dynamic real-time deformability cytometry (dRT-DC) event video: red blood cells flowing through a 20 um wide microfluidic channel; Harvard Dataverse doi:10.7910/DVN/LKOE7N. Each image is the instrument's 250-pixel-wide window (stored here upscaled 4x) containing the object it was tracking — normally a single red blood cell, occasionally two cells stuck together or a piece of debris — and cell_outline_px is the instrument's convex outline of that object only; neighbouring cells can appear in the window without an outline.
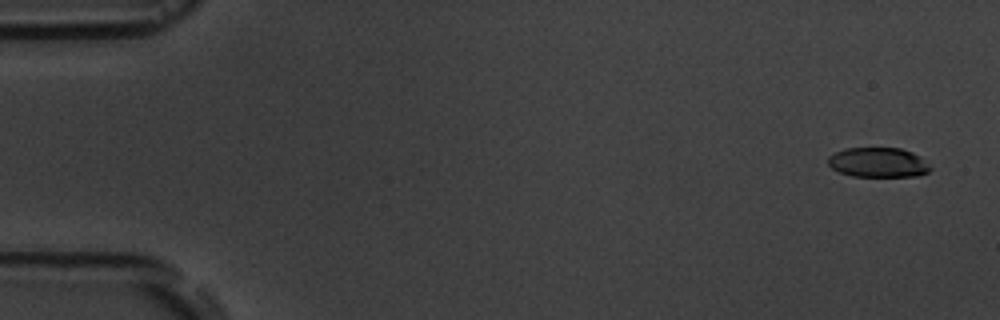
{"species": "common noctule bat (a hibernating species)", "species_latin": "Nyctalus noctula", "temperature_condition": "room temperature", "stored_images_in_passage": 11, "camera_frame_rate_fps": 3000, "um_per_image_px": 0.085, "animal": {"sex": "male", "body_mass_g": 19.5, "forearm_length_mm": 54.6}, "frame": {"image": 1, "passage_image": 1, "time_ms": 0.0, "image_size_px": [1000, 320], "cell_outline_px": [[932, 168], [928, 172], [916, 176], [852, 176], [840, 172], [832, 168], [828, 164], [828, 156], [844, 148], [900, 148], [912, 152], [920, 156]], "centroid_in_image_um": [74.64, 13.8], "position_along_channel_um": 10.4, "area_um2": 17.69}}
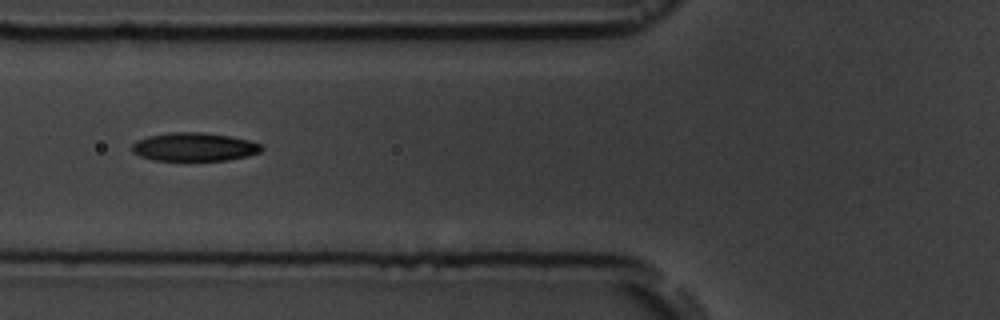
{"frame": {"image": 2, "passage_image": 6, "time_ms": 6.333, "image_size_px": [1000, 320], "cell_outline_px": [[264, 148], [260, 152], [248, 156], [228, 160], [152, 160], [140, 156], [132, 152], [132, 144], [136, 140], [148, 136], [172, 132], [204, 132], [228, 136], [248, 140], [260, 144]], "centroid_in_image_um": [16.49, 12.49], "position_along_channel_um": 109.3, "area_um2": 21.44}}
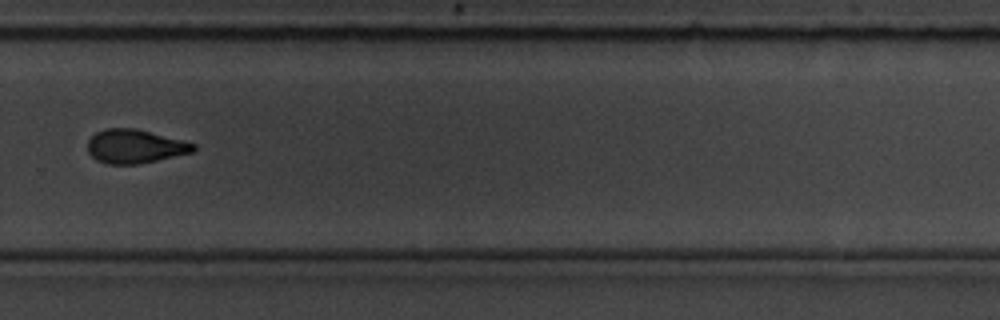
{"frame": {"image": 3, "passage_image": 11, "time_ms": 12.0, "image_size_px": [1000, 320], "cell_outline_px": [[196, 148], [192, 152], [140, 164], [108, 164], [96, 160], [88, 152], [88, 140], [96, 132], [104, 128], [136, 128], [196, 144]], "centroid_in_image_um": [11.44, 12.44], "position_along_channel_um": 318.4, "area_um2": 20.75}}